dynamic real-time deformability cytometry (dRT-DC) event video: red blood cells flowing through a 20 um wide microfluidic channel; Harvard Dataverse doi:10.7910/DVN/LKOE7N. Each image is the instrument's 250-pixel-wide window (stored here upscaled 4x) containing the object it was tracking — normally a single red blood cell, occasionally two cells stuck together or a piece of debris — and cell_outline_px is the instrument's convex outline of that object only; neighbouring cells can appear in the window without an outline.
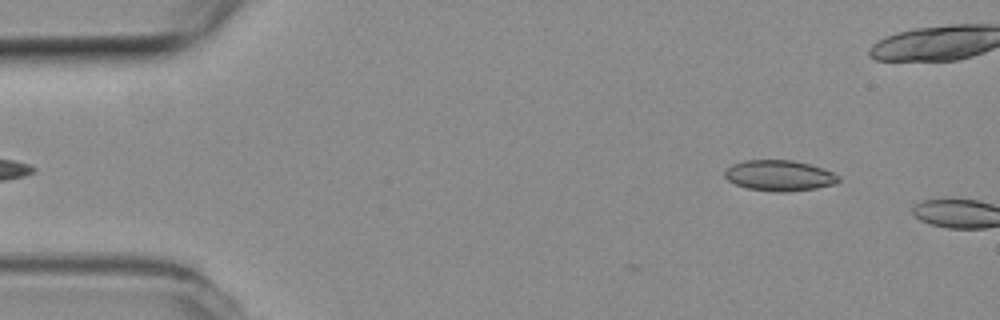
{"species": "common noctule bat (a hibernating species)", "species_latin": "Nyctalus noctula", "temperature_condition": "room temperature", "stored_images_in_passage": 4, "camera_frame_rate_fps": 3000, "um_per_image_px": 0.085, "animal": {"sex": "female", "body_mass_g": 19.3, "forearm_length_mm": 54.1}, "frame": {"image": 1, "passage_image": 2, "time_ms": 0.333, "image_size_px": [1000, 320], "cell_outline_px": [[840, 180], [836, 184], [816, 188], [788, 192], [776, 192], [748, 188], [736, 184], [728, 180], [724, 176], [724, 172], [732, 164], [744, 160], [792, 160], [808, 164], [832, 172], [840, 176]], "centroid_in_image_um": [66.25, 14.93], "position_along_channel_um": 18.8, "area_um2": 20.29}}